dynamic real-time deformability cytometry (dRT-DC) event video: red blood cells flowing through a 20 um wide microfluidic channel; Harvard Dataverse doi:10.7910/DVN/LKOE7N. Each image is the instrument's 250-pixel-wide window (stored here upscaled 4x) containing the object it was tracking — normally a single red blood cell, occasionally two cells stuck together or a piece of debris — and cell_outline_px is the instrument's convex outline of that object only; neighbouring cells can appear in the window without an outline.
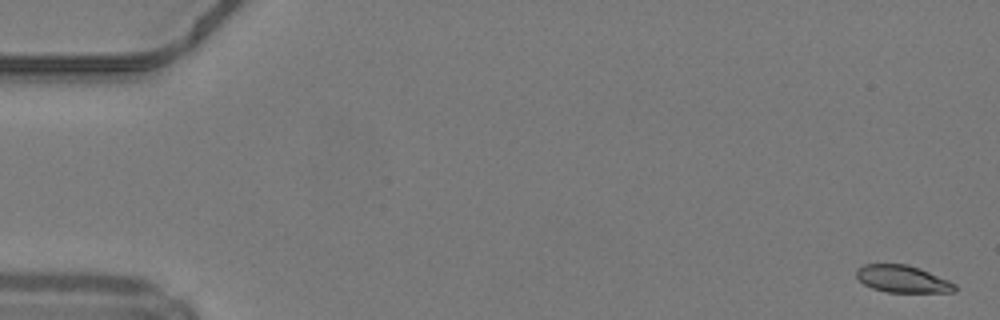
{"species": "common noctule bat (a hibernating species)", "species_latin": "Nyctalus noctula", "temperature_condition": "warm", "stored_images_in_passage": 49, "camera_frame_rate_fps": 3000, "um_per_image_px": 0.085, "animal": {"sex": "male", "body_mass_g": 19.2, "forearm_length_mm": 51.8}, "frame": {"image": 1, "passage_image": 1, "time_ms": 0.0, "image_size_px": [1000, 320], "cell_outline_px": [[956, 292], [888, 292], [872, 288], [864, 284], [856, 276], [856, 268], [864, 264], [908, 264], [920, 268], [948, 280], [956, 284]], "centroid_in_image_um": [76.71, 23.7], "position_along_channel_um": 8.3, "area_um2": 15.61}}
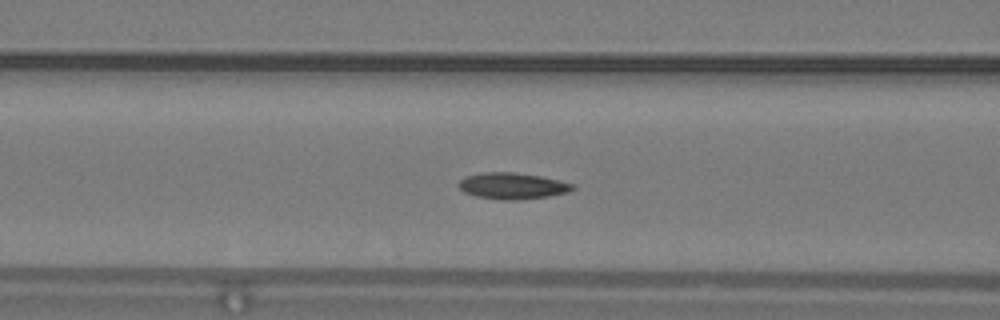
{"frame": {"image": 2, "passage_image": 20, "time_ms": 6.333, "image_size_px": [1000, 320], "cell_outline_px": [[576, 188], [568, 192], [548, 196], [516, 200], [504, 200], [476, 196], [464, 192], [460, 188], [460, 180], [464, 176], [484, 172], [512, 172], [540, 176], [572, 184]], "centroid_in_image_um": [43.53, 15.8], "position_along_channel_um": 123.1, "area_um2": 17.22}}
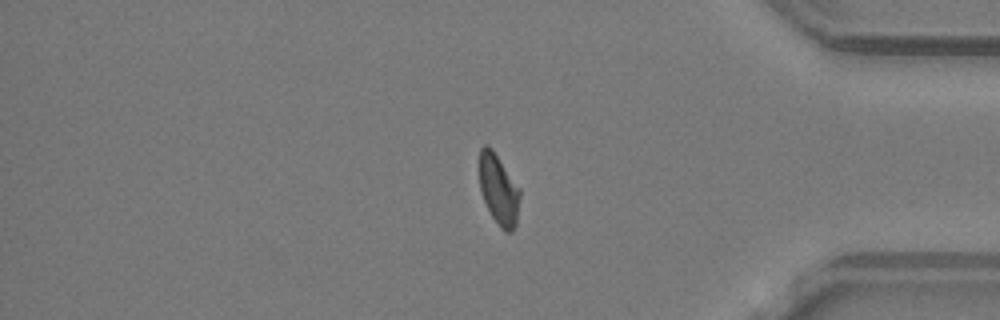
{"frame": {"image": 3, "passage_image": 41, "time_ms": 13.333, "image_size_px": [1000, 320], "cell_outline_px": [[520, 196], [516, 224], [512, 232], [504, 232], [500, 228], [492, 216], [484, 200], [480, 188], [480, 148], [484, 144], [488, 144], [492, 148], [520, 188]], "centroid_in_image_um": [42.4, 16.11], "position_along_channel_um": 392.8, "area_um2": 16.59}, "authors_computed_cell_mechanics": {"area_um2": 16.762, "velocity_mm_per_s": 4.2263, "shape_relaxation_time_tau1_ms": 3.9636, "shape_relaxation_time_tau2_ms": 1.426, "deformation_change_tau1": 0.1439, "deformation_change_tau2": 0.0521}}